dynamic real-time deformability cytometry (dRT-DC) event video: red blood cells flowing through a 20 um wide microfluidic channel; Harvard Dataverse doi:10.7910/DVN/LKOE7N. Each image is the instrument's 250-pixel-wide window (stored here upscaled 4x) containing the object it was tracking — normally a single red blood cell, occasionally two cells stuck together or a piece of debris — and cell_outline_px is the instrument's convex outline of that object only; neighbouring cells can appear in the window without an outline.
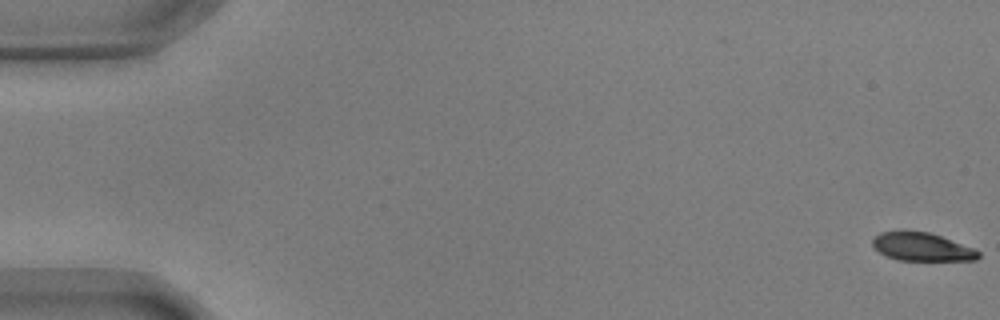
{"species": "common noctule bat (a hibernating species)", "species_latin": "Nyctalus noctula", "temperature_condition": "warm", "stored_images_in_passage": 10, "camera_frame_rate_fps": 3000, "um_per_image_px": 0.085, "animal": {"sex": "male", "body_mass_g": 17.9, "forearm_length_mm": 54.2}, "frame": {"image": 1, "passage_image": 1, "time_ms": 0.0, "image_size_px": [1000, 320], "cell_outline_px": [[980, 256], [976, 260], [896, 260], [880, 252], [872, 244], [872, 240], [880, 232], [904, 228], [928, 232], [940, 236], [972, 248], [980, 252]], "centroid_in_image_um": [78.31, 20.95], "position_along_channel_um": 6.7, "area_um2": 17.57}}